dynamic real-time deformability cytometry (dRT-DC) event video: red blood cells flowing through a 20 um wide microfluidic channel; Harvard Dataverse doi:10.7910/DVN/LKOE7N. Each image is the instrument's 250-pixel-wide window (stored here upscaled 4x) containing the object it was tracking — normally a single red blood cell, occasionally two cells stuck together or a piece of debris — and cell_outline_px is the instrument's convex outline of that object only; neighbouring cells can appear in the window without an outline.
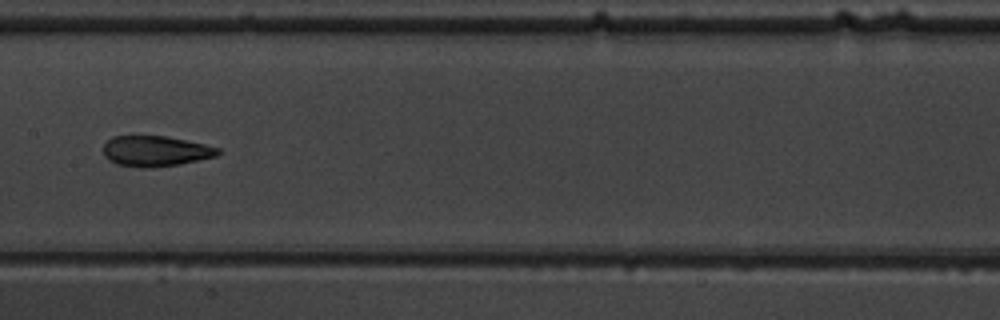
{"species": "common noctule bat (a hibernating species)", "species_latin": "Nyctalus noctula", "temperature_condition": "warm", "stored_images_in_passage": 9, "camera_frame_rate_fps": 3000, "um_per_image_px": 0.085, "animal": {"sex": "male", "body_mass_g": 19.5, "forearm_length_mm": 54.6}, "frame": {"image": 1, "passage_image": 8, "time_ms": 8.667, "image_size_px": [1000, 320], "cell_outline_px": [[220, 152], [216, 156], [176, 164], [148, 168], [144, 168], [116, 164], [108, 160], [104, 156], [104, 144], [112, 136], [164, 136], [204, 144], [220, 148]], "centroid_in_image_um": [13.17, 12.84], "position_along_channel_um": 194.2, "area_um2": 20.11}}
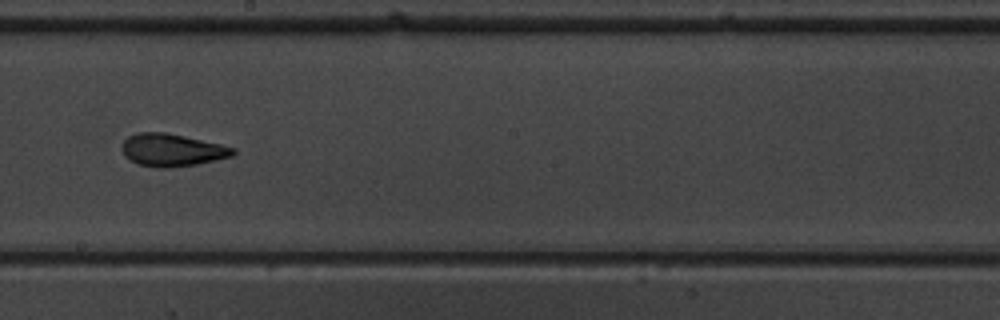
{"frame": {"image": 2, "passage_image": 9, "time_ms": 9.667, "image_size_px": [1000, 320], "cell_outline_px": [[236, 152], [232, 156], [216, 160], [196, 164], [168, 168], [160, 168], [140, 164], [124, 156], [120, 148], [124, 140], [128, 136], [136, 132], [164, 132], [184, 136], [220, 144], [236, 148]], "centroid_in_image_um": [14.61, 12.74], "position_along_channel_um": 233.6, "area_um2": 21.04}}